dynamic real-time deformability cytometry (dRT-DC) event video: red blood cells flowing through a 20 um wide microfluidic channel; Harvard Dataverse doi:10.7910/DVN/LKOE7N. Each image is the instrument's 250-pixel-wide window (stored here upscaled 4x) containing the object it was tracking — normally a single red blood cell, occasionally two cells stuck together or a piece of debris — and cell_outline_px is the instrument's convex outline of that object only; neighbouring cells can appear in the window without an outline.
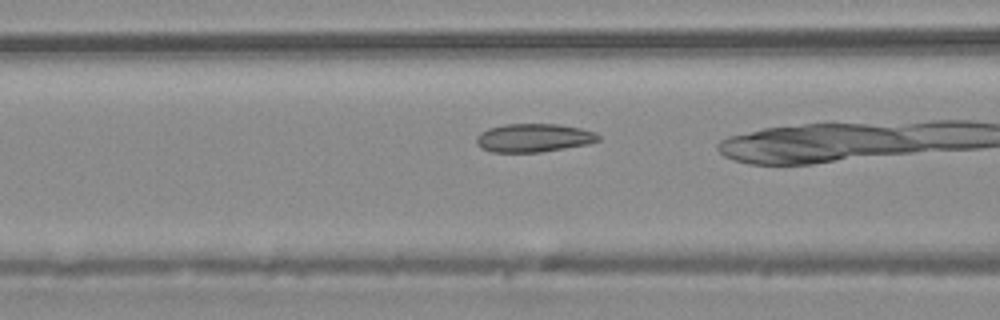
{"species": "common noctule bat (a hibernating species)", "species_latin": "Nyctalus noctula", "temperature_condition": "warm", "stored_images_in_passage": 9, "camera_frame_rate_fps": 3000, "um_per_image_px": 0.085, "animal": {"sex": "male", "body_mass_g": 20.4}, "frame": {"image": 1, "passage_image": 8, "time_ms": 2.333, "image_size_px": [1000, 320], "cell_outline_px": [[600, 140], [588, 144], [540, 152], [492, 152], [480, 148], [476, 144], [476, 136], [480, 132], [488, 128], [504, 124], [556, 124], [580, 128], [596, 132], [600, 136]], "centroid_in_image_um": [45.34, 11.71], "position_along_channel_um": 121.3, "area_um2": 20.29}}